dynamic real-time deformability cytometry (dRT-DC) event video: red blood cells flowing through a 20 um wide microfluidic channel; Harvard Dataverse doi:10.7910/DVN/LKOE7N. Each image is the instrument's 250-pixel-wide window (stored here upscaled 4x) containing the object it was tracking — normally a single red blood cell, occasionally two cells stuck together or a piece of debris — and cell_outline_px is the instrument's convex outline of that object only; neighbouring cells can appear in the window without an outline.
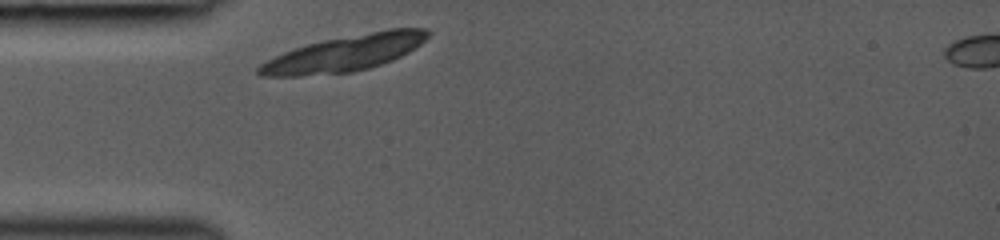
{"species": "common noctule bat (a hibernating species)", "species_latin": "Nyctalus noctula", "temperature_condition": "room temperature", "stored_images_in_passage": 27, "camera_frame_rate_fps": 3000, "um_per_image_px": 0.085, "animal": {"sex": "female", "body_mass_g": 19.0, "forearm_length_mm": 53.3}, "frame": {"image": 1, "passage_image": 1, "time_ms": 0.0, "image_size_px": [1000, 240], "cell_outline_px": [[432, 32], [420, 44], [408, 52], [392, 60], [368, 68], [352, 72], [300, 76], [260, 76], [256, 72], [256, 68], [260, 64], [284, 52], [308, 44], [324, 40], [388, 28], [428, 28]], "centroid_in_image_um": [29.31, 4.52], "position_along_channel_um": 55.7, "area_um2": 35.2}}
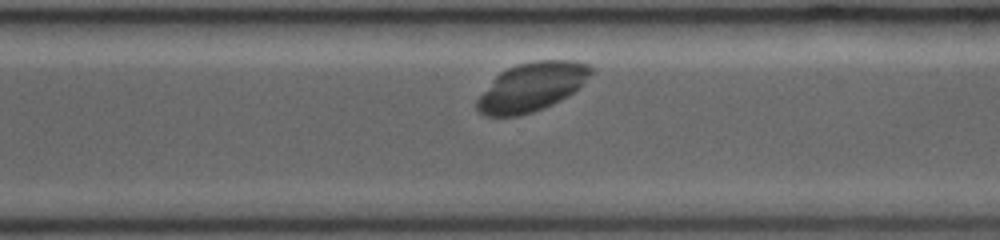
{"frame": {"image": 2, "passage_image": 21, "time_ms": 6.667, "image_size_px": [1000, 240], "cell_outline_px": [[592, 72], [572, 92], [560, 100], [544, 108], [520, 116], [484, 116], [476, 108], [476, 100], [492, 80], [500, 72], [516, 64], [536, 60], [576, 60], [588, 64], [592, 68]], "centroid_in_image_um": [45.15, 7.38], "position_along_channel_um": 325.4, "area_um2": 32.02}}
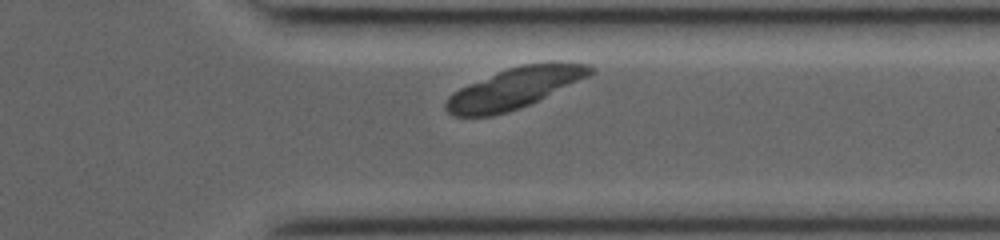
{"frame": {"image": 3, "passage_image": 24, "time_ms": 7.667, "image_size_px": [1000, 240], "cell_outline_px": [[596, 72], [588, 76], [520, 108], [508, 112], [492, 116], [452, 116], [444, 108], [444, 104], [448, 96], [452, 92], [468, 84], [508, 68], [520, 64], [588, 64], [596, 68]], "centroid_in_image_um": [43.65, 7.52], "position_along_channel_um": 367.7, "area_um2": 33.47}}